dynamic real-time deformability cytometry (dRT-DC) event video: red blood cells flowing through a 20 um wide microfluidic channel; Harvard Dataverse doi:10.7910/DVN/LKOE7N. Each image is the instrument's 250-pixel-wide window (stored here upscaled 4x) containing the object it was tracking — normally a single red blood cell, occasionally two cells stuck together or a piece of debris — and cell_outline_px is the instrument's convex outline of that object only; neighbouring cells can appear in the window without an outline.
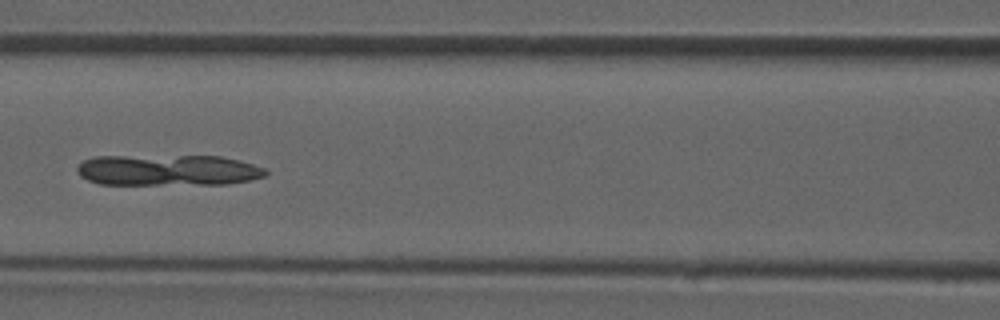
{"species": "common noctule bat (a hibernating species)", "species_latin": "Nyctalus noctula", "temperature_condition": "room temperature", "stored_images_in_passage": 46, "camera_frame_rate_fps": 3000, "um_per_image_px": 0.085, "animal": {"sex": "male", "forearm_length_mm": 52.5}, "frame": {"image": 1, "passage_image": 20, "time_ms": 6.333, "image_size_px": [1000, 320], "cell_outline_px": [[268, 172], [264, 176], [248, 180], [228, 184], [100, 184], [88, 180], [80, 176], [76, 168], [84, 160], [96, 156], [220, 156], [252, 164], [264, 168]], "centroid_in_image_um": [14.25, 14.46], "position_along_channel_um": 152.4, "area_um2": 33.87}}